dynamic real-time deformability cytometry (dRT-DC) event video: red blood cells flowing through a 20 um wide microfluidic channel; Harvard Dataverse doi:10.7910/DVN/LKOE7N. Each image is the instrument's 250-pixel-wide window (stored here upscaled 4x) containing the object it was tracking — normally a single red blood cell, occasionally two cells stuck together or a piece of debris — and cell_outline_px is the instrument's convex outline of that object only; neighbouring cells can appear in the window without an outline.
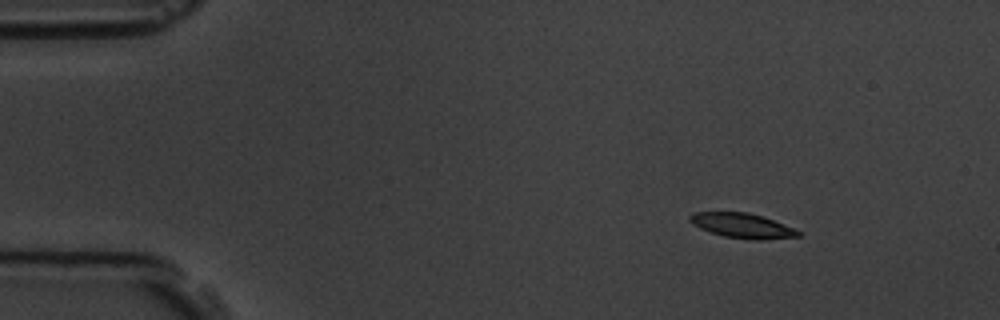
{"species": "common noctule bat (a hibernating species)", "species_latin": "Nyctalus noctula", "temperature_condition": "room temperature", "stored_images_in_passage": 6, "camera_frame_rate_fps": 3000, "um_per_image_px": 0.085, "animal": {"sex": "male", "body_mass_g": 19.5, "forearm_length_mm": 54.6}, "frame": {"image": 1, "passage_image": 1, "time_ms": 0.0, "image_size_px": [1000, 320], "cell_outline_px": [[804, 232], [800, 236], [760, 240], [752, 240], [724, 236], [700, 228], [692, 224], [688, 220], [688, 216], [692, 212], [748, 212], [772, 220]], "centroid_in_image_um": [63.08, 19.18], "position_along_channel_um": 21.9, "area_um2": 15.61}}
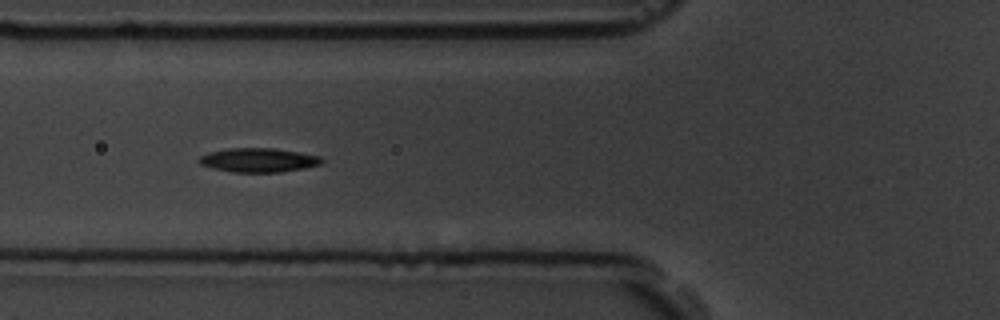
{"frame": {"image": 2, "passage_image": 5, "time_ms": 4.667, "image_size_px": [1000, 320], "cell_outline_px": [[324, 160], [320, 164], [304, 168], [280, 172], [232, 172], [212, 168], [200, 164], [196, 160], [200, 156], [208, 152], [228, 148], [272, 148], [320, 156]], "centroid_in_image_um": [21.92, 13.61], "position_along_channel_um": 103.9, "area_um2": 17.17}}
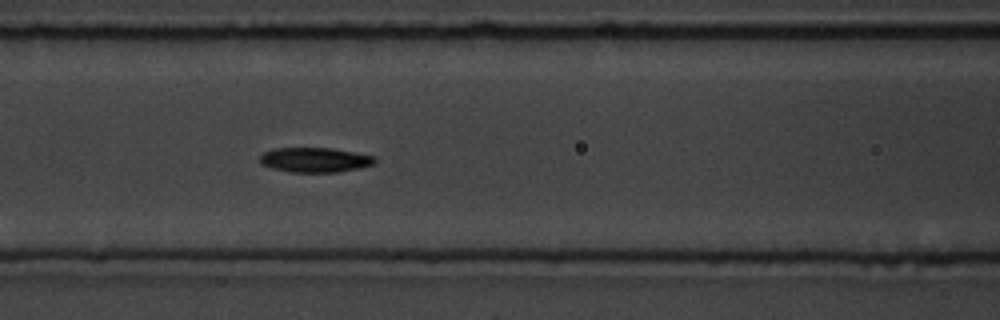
{"frame": {"image": 3, "passage_image": 6, "time_ms": 5.667, "image_size_px": [1000, 320], "cell_outline_px": [[376, 160], [372, 164], [340, 172], [288, 172], [272, 168], [260, 164], [260, 156], [264, 152], [272, 148], [332, 148], [376, 156]], "centroid_in_image_um": [26.73, 13.58], "position_along_channel_um": 139.9, "area_um2": 16.59}}